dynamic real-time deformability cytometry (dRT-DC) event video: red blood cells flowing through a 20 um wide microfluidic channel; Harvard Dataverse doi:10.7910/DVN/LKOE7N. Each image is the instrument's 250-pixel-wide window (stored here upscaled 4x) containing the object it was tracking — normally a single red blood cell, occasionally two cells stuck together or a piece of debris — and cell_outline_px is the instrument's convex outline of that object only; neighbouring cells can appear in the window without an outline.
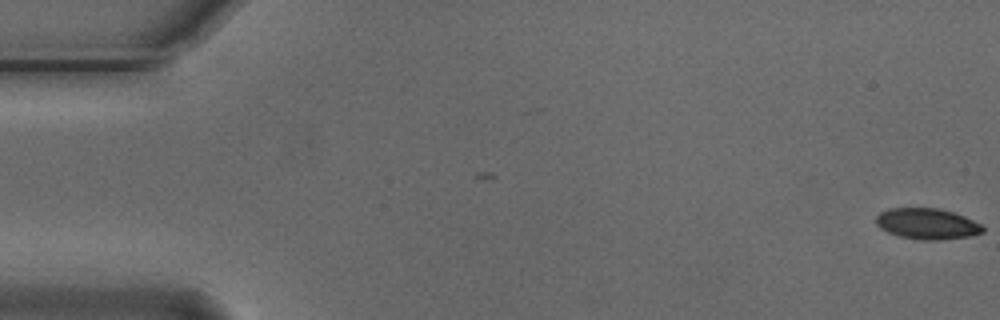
{"species": "Egyptian fruit bat (a non-hibernating species)", "species_latin": "Rousettus aegyptiacus", "temperature_condition": "cold", "stored_images_in_passage": 2, "camera_frame_rate_fps": 3000, "um_per_image_px": 0.085, "animal": {"sex": "male"}, "frame": {"image": 1, "passage_image": 2, "time_ms": 0.333, "image_size_px": [1000, 320], "cell_outline_px": [[984, 232], [968, 236], [940, 240], [920, 240], [900, 236], [888, 232], [880, 228], [876, 224], [876, 216], [880, 212], [888, 208], [940, 208], [964, 216], [980, 224], [984, 228]], "centroid_in_image_um": [78.78, 19.02], "position_along_channel_um": 6.2, "area_um2": 19.19}}